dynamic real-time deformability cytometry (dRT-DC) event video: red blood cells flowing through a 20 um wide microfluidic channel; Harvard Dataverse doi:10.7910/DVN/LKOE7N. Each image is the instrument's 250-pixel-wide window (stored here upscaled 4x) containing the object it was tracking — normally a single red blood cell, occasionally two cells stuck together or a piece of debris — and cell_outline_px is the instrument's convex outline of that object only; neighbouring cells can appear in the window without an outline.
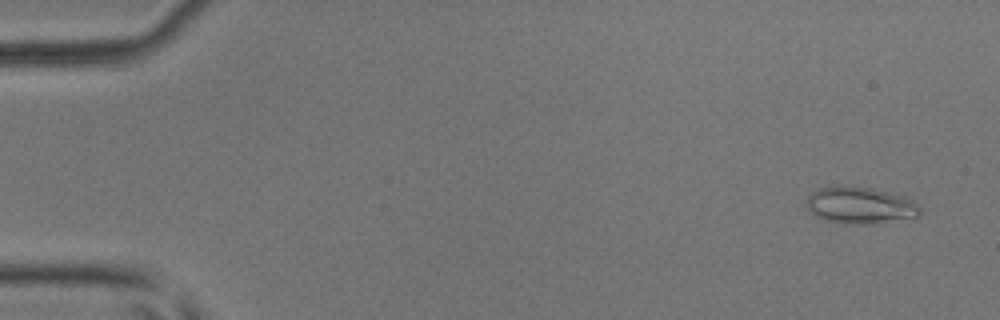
{"species": "common noctule bat (a hibernating species)", "species_latin": "Nyctalus noctula", "temperature_condition": "room temperature", "stored_images_in_passage": 51, "camera_frame_rate_fps": 3000, "um_per_image_px": 0.085, "animal": {"sex": "male", "body_mass_g": 17.9, "forearm_length_mm": 54.2}, "frame": {"image": 1, "passage_image": 3, "time_ms": 0.667, "image_size_px": [1000, 320], "cell_outline_px": [[920, 216], [876, 224], [844, 224], [824, 220], [808, 212], [804, 204], [808, 196], [812, 192], [820, 188], [840, 184], [852, 184], [872, 188], [908, 196], [920, 208]], "centroid_in_image_um": [73.08, 17.44], "position_along_channel_um": 11.9, "area_um2": 25.26}}
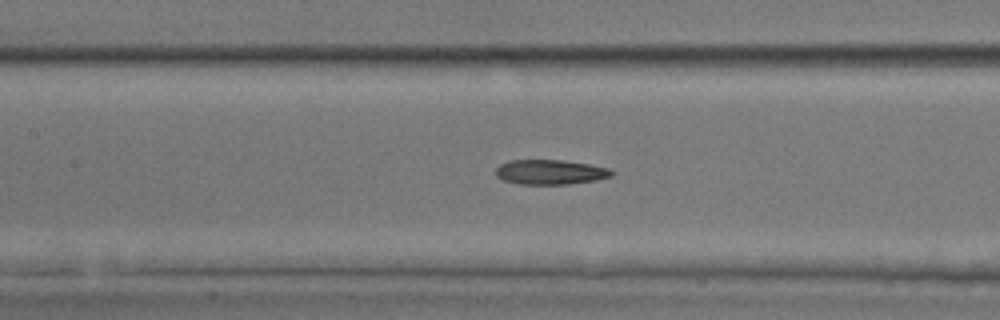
{"frame": {"image": 2, "passage_image": 24, "time_ms": 7.667, "image_size_px": [1000, 320], "cell_outline_px": [[616, 172], [612, 176], [596, 180], [568, 184], [520, 184], [500, 180], [496, 176], [496, 168], [500, 164], [508, 160], [564, 160], [612, 168]], "centroid_in_image_um": [46.79, 14.62], "position_along_channel_um": 160.6, "area_um2": 16.99}}
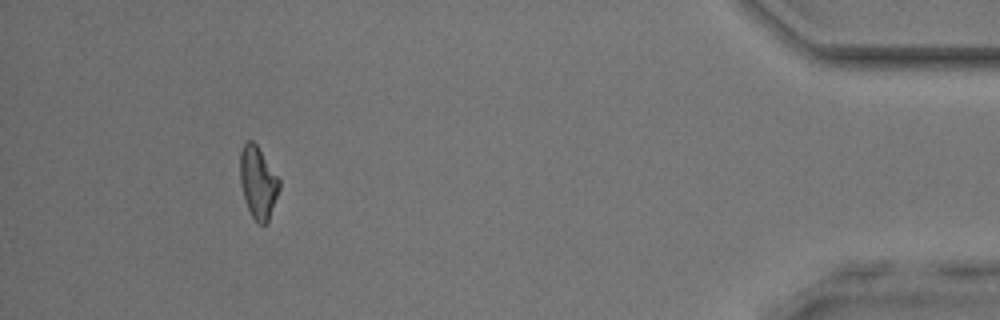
{"frame": {"image": 3, "passage_image": 47, "time_ms": 15.333, "image_size_px": [1000, 320], "cell_outline_px": [[280, 188], [268, 220], [264, 224], [260, 224], [252, 216], [244, 200], [240, 184], [240, 152], [244, 144], [248, 140], [252, 140], [256, 144], [280, 180]], "centroid_in_image_um": [21.92, 15.49], "position_along_channel_um": 413.3, "area_um2": 16.24}, "authors_computed_cell_mechanics": {"area_um2": 17.1666, "velocity_mm_per_s": 4.0814, "shape_relaxation_time_tau1_ms": null, "shape_relaxation_time_tau2_ms": 5.6788, "deformation_change_tau1": null, "deformation_change_tau2": 0.1785}}